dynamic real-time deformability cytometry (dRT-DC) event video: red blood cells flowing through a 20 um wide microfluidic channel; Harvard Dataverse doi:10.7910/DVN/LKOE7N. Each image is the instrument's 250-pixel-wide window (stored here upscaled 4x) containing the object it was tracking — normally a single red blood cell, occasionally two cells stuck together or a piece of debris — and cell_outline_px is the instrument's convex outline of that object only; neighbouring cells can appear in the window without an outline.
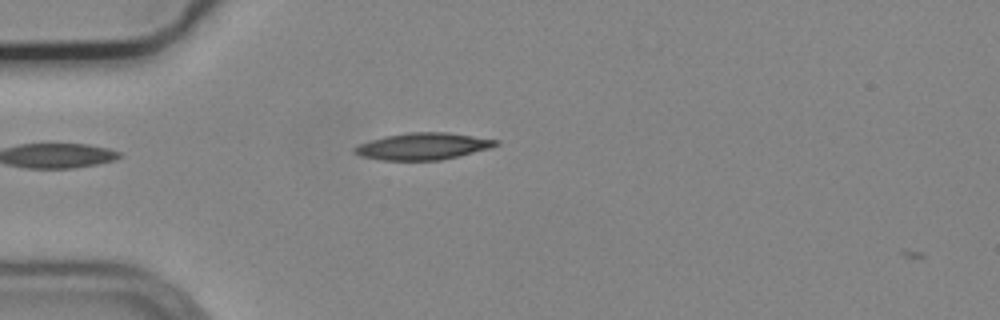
{"species": "common noctule bat (a hibernating species)", "species_latin": "Nyctalus noctula", "temperature_condition": "cold", "stored_images_in_passage": 3, "camera_frame_rate_fps": 3000, "um_per_image_px": 0.085, "animal": {"sex": "male", "body_mass_g": 19.2, "forearm_length_mm": 51.8}, "frame": {"image": 1, "passage_image": 2, "time_ms": 0.333, "image_size_px": [1000, 320], "cell_outline_px": [[500, 144], [488, 148], [440, 160], [384, 160], [360, 156], [352, 152], [352, 148], [360, 144], [372, 140], [388, 136], [408, 132], [448, 132], [500, 140]], "centroid_in_image_um": [35.94, 12.43], "position_along_channel_um": 49.1, "area_um2": 21.79}}